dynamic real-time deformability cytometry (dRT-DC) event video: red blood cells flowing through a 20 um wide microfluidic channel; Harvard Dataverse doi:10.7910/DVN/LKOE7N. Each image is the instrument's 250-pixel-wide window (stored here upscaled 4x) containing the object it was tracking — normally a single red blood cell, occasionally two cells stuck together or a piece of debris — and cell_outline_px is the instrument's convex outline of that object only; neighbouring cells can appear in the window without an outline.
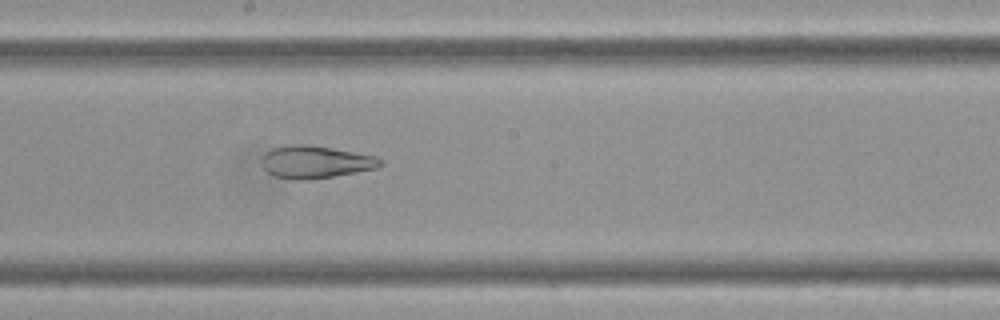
{"species": "Egyptian fruit bat (a non-hibernating species)", "species_latin": "Rousettus aegyptiacus", "temperature_condition": "cold", "stored_images_in_passage": 47, "camera_frame_rate_fps": 3000, "um_per_image_px": 0.085, "frame": {"image": 1, "passage_image": 27, "time_ms": 8.667, "image_size_px": [1000, 320], "cell_outline_px": [[384, 164], [376, 168], [332, 176], [304, 180], [300, 180], [276, 176], [268, 172], [264, 168], [264, 156], [272, 148], [292, 144], [308, 144], [332, 148], [376, 156], [384, 160]], "centroid_in_image_um": [26.87, 13.75], "position_along_channel_um": 221.3, "area_um2": 22.02}}
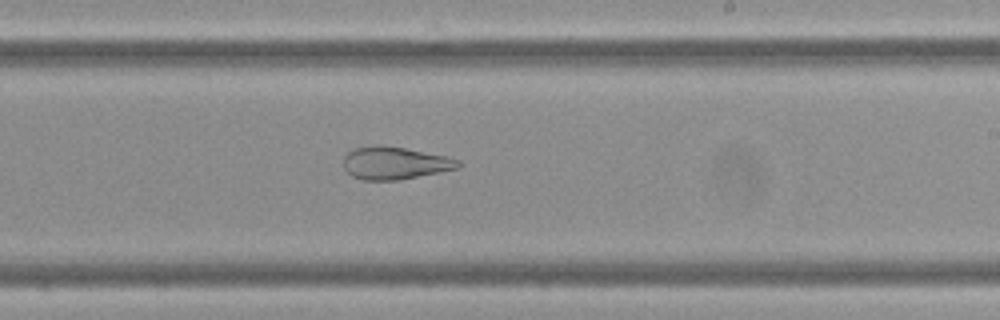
{"frame": {"image": 2, "passage_image": 30, "time_ms": 9.667, "image_size_px": [1000, 320], "cell_outline_px": [[460, 164], [456, 168], [400, 180], [364, 180], [352, 176], [344, 168], [344, 156], [352, 148], [372, 144], [380, 144], [404, 148], [448, 156], [460, 160]], "centroid_in_image_um": [33.51, 13.84], "position_along_channel_um": 255.5, "area_um2": 21.85}}
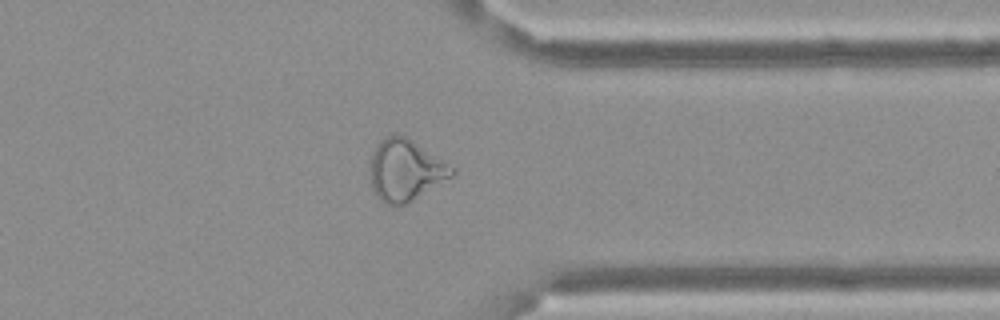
{"frame": {"image": 3, "passage_image": 41, "time_ms": 13.333, "image_size_px": [1000, 320], "cell_outline_px": [[456, 172], [452, 176], [404, 204], [384, 204], [376, 196], [372, 188], [372, 156], [376, 144], [384, 136], [392, 132], [400, 132], [456, 168]], "centroid_in_image_um": [34.46, 14.4], "position_along_channel_um": 376.9, "area_um2": 29.02}, "authors_computed_cell_mechanics": {"area_um2": 29.0156, "velocity_mm_per_s": 3.4159, "shape_relaxation_time_tau1_ms": null, "shape_relaxation_time_tau2_ms": 2.2334, "deformation_change_tau1": null, "deformation_change_tau2": 0.0915}}